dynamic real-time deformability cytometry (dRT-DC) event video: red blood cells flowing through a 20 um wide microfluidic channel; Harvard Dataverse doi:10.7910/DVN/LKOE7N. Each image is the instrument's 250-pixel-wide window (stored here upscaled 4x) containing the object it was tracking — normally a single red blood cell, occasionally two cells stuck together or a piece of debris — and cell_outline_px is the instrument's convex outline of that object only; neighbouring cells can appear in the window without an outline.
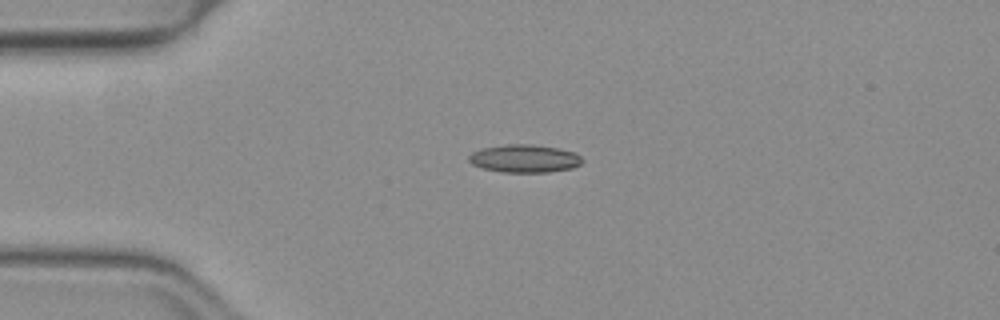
{"species": "common noctule bat (a hibernating species)", "species_latin": "Nyctalus noctula", "temperature_condition": "warm", "stored_images_in_passage": 28, "camera_frame_rate_fps": 3000, "um_per_image_px": 0.085, "animal": {"sex": "female", "body_mass_g": 19.3, "forearm_length_mm": 54.1}, "frame": {"image": 1, "passage_image": 1, "time_ms": 0.0, "image_size_px": [1000, 320], "cell_outline_px": [[584, 160], [580, 164], [572, 168], [548, 172], [504, 172], [484, 168], [472, 164], [468, 160], [468, 156], [472, 152], [484, 148], [504, 144], [532, 144], [560, 148], [572, 152], [580, 156]], "centroid_in_image_um": [44.59, 13.47], "position_along_channel_um": 40.4, "area_um2": 18.38}}
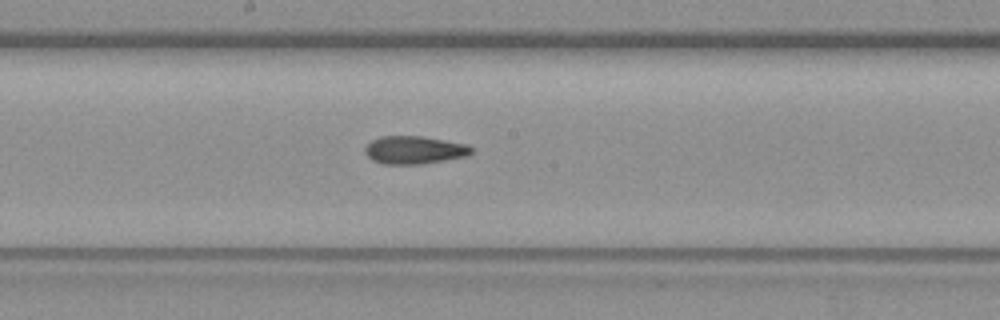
{"frame": {"image": 2, "passage_image": 16, "time_ms": 5.0, "image_size_px": [1000, 320], "cell_outline_px": [[472, 152], [468, 156], [420, 164], [384, 164], [372, 160], [364, 152], [364, 148], [372, 140], [380, 136], [420, 136], [468, 144], [472, 148]], "centroid_in_image_um": [35.21, 12.75], "position_along_channel_um": 213.0, "area_um2": 17.28}}
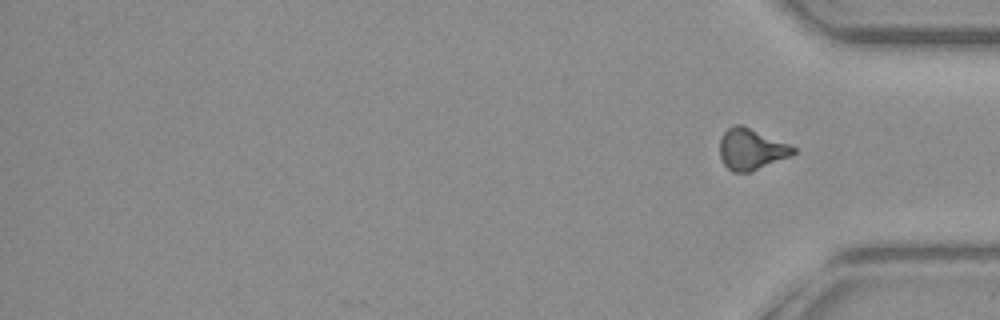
{"frame": {"image": 3, "passage_image": 28, "time_ms": 9.0, "image_size_px": [1000, 320], "cell_outline_px": [[796, 152], [792, 156], [752, 172], [732, 172], [724, 164], [720, 156], [720, 140], [724, 132], [732, 124], [740, 124], [788, 144], [796, 148]], "centroid_in_image_um": [63.86, 12.7], "position_along_channel_um": 371.3, "area_um2": 17.63}, "authors_computed_cell_mechanics": {"area_um2": 17.5423, "velocity_mm_per_s": 4.0104, "shape_relaxation_time_tau1_ms": 7.781, "shape_relaxation_time_tau2_ms": 3.0767, "deformation_change_tau1": 0.1945, "deformation_change_tau2": 0.111}}